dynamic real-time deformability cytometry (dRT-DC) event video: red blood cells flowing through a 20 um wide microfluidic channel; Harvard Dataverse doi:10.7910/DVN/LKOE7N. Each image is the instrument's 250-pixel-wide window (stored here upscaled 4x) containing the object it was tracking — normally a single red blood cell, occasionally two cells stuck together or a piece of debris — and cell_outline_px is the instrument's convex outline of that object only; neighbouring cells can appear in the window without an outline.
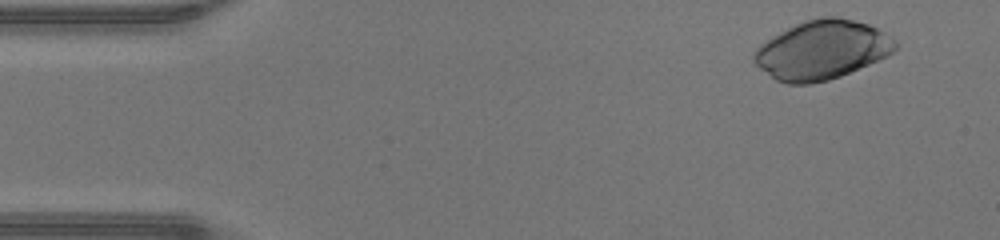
{"species": "human", "species_latin": "Homo sapiens", "temperature_condition": "warm", "stored_images_in_passage": 38, "camera_frame_rate_fps": 3000, "um_per_image_px": 0.085, "donor": {"sex": "male"}, "frame": {"image": 1, "passage_image": 2, "time_ms": 0.333, "image_size_px": [1000, 240], "cell_outline_px": [[896, 48], [892, 52], [868, 64], [840, 76], [828, 80], [808, 84], [788, 84], [776, 80], [760, 68], [752, 60], [752, 52], [760, 44], [780, 32], [804, 20], [820, 16], [836, 16], [868, 24], [892, 36], [896, 40]], "centroid_in_image_um": [69.83, 4.24], "position_along_channel_um": 15.2, "area_um2": 48.15}}
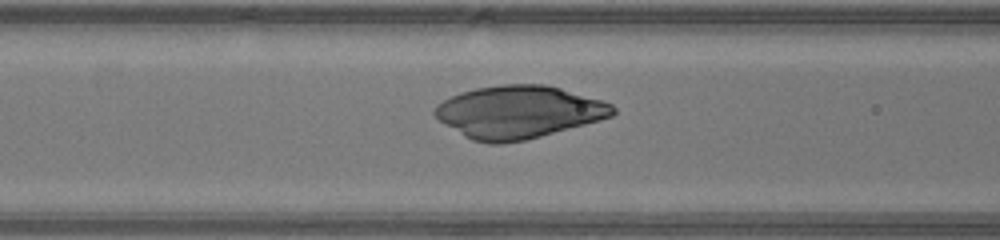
{"frame": {"image": 2, "passage_image": 17, "time_ms": 5.333, "image_size_px": [1000, 240], "cell_outline_px": [[616, 112], [612, 116], [600, 120], [540, 136], [524, 140], [500, 144], [488, 144], [472, 140], [464, 136], [440, 120], [432, 112], [436, 104], [460, 92], [476, 88], [500, 84], [544, 84], [560, 88], [600, 100], [612, 104], [616, 108]], "centroid_in_image_um": [44.06, 9.52], "position_along_channel_um": 122.5, "area_um2": 54.22}}
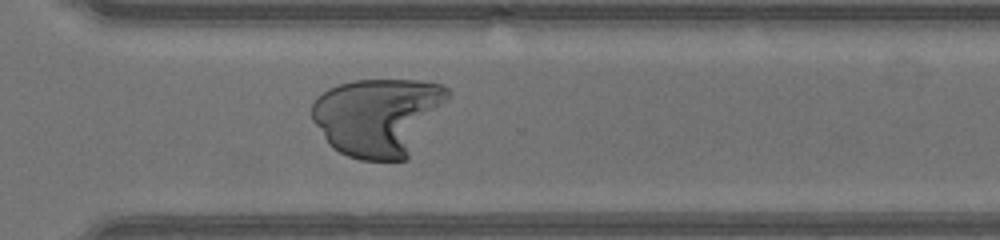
{"frame": {"image": 3, "passage_image": 32, "time_ms": 10.333, "image_size_px": [1000, 240], "cell_outline_px": [[452, 92], [448, 100], [408, 160], [360, 160], [348, 156], [332, 148], [328, 144], [312, 120], [312, 104], [316, 96], [328, 88], [352, 80], [420, 80], [444, 84]], "centroid_in_image_um": [32.16, 9.91], "position_along_channel_um": 338.4, "area_um2": 62.54}}